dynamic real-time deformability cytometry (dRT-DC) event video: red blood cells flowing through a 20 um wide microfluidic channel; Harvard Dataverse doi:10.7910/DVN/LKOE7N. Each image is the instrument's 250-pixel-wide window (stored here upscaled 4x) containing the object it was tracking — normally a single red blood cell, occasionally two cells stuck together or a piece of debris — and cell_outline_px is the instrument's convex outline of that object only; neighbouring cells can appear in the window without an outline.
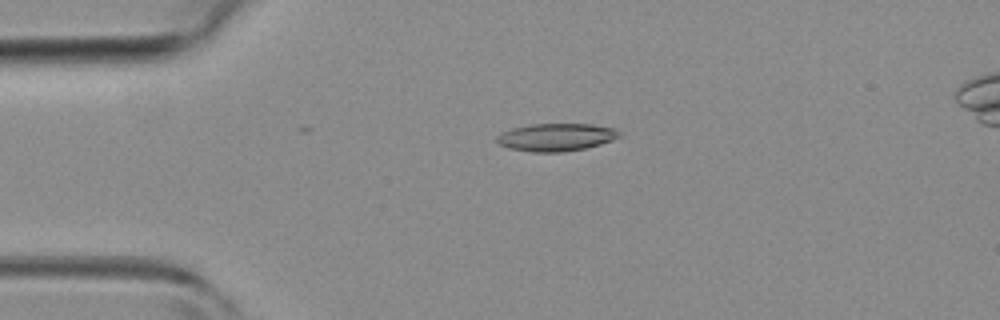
{"species": "common noctule bat (a hibernating species)", "species_latin": "Nyctalus noctula", "temperature_condition": "room temperature", "stored_images_in_passage": 2, "camera_frame_rate_fps": 3000, "um_per_image_px": 0.085, "animal": {"sex": "female", "body_mass_g": 19.3, "forearm_length_mm": 54.1}, "frame": {"image": 1, "passage_image": 2, "time_ms": 2.0, "image_size_px": [1000, 320], "cell_outline_px": [[620, 136], [612, 140], [600, 144], [584, 148], [560, 152], [532, 152], [508, 148], [500, 144], [496, 140], [496, 136], [500, 132], [512, 128], [532, 124], [592, 124], [616, 128], [620, 132]], "centroid_in_image_um": [47.26, 11.65], "position_along_channel_um": 37.7, "area_um2": 19.77}}